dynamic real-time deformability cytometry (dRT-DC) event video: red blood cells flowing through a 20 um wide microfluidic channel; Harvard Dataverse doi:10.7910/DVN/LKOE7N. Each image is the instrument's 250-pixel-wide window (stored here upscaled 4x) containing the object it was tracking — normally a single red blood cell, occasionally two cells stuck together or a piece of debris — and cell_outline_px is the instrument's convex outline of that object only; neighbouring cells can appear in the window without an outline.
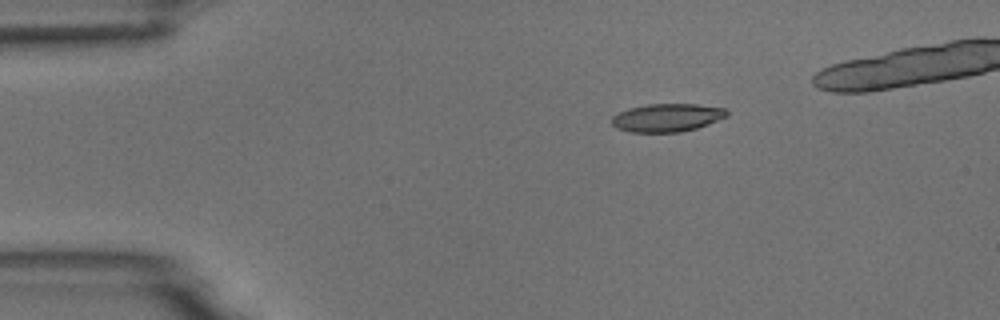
{"species": "common noctule bat (a hibernating species)", "species_latin": "Nyctalus noctula", "temperature_condition": "room temperature", "stored_images_in_passage": 12, "camera_frame_rate_fps": 3000, "um_per_image_px": 0.085, "animal": {"sex": "male", "body_mass_g": 18.8}, "frame": {"image": 1, "passage_image": 3, "time_ms": 3.0, "image_size_px": [1000, 320], "cell_outline_px": [[728, 116], [708, 124], [696, 128], [680, 132], [632, 132], [616, 128], [612, 124], [612, 116], [628, 108], [648, 104], [696, 104], [724, 108], [728, 112]], "centroid_in_image_um": [56.7, 10.0], "position_along_channel_um": 28.3, "area_um2": 18.79}}
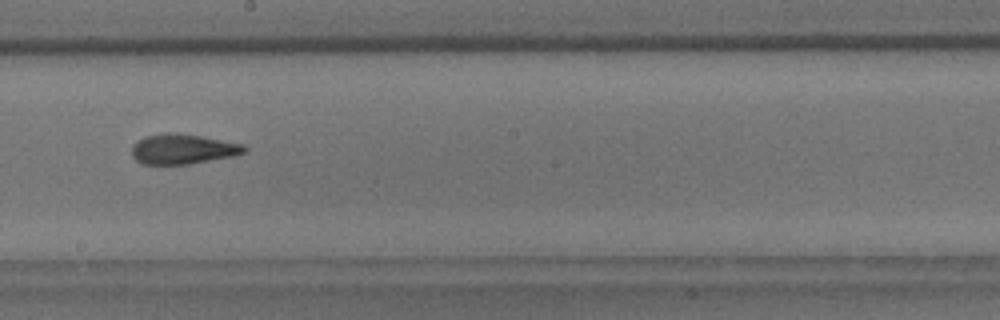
{"frame": {"image": 2, "passage_image": 9, "time_ms": 10.0, "image_size_px": [1000, 320], "cell_outline_px": [[248, 148], [244, 152], [232, 156], [188, 164], [140, 164], [132, 156], [132, 144], [136, 140], [144, 136], [168, 132], [176, 132], [200, 136], [244, 144]], "centroid_in_image_um": [15.49, 12.66], "position_along_channel_um": 232.7, "area_um2": 19.77}}